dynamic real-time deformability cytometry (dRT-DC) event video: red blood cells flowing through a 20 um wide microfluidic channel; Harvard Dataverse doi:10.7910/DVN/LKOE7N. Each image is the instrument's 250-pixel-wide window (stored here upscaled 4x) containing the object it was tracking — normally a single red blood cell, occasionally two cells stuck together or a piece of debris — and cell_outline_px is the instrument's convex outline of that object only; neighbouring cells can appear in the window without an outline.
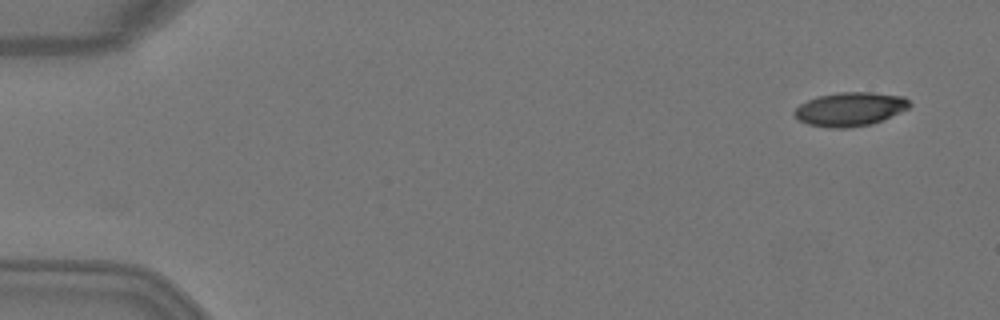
{"species": "Egyptian fruit bat (a non-hibernating species)", "species_latin": "Rousettus aegyptiacus", "temperature_condition": "warm", "stored_images_in_passage": 2, "camera_frame_rate_fps": 3000, "um_per_image_px": 0.085, "animal": {"sex": "female"}, "frame": {"image": 1, "passage_image": 2, "time_ms": 0.333, "image_size_px": [1000, 320], "cell_outline_px": [[912, 104], [908, 108], [900, 112], [872, 124], [848, 128], [828, 128], [808, 124], [800, 120], [792, 112], [800, 104], [816, 96], [840, 92], [872, 92], [904, 96]], "centroid_in_image_um": [72.25, 9.27], "position_along_channel_um": 12.7, "area_um2": 22.72}}